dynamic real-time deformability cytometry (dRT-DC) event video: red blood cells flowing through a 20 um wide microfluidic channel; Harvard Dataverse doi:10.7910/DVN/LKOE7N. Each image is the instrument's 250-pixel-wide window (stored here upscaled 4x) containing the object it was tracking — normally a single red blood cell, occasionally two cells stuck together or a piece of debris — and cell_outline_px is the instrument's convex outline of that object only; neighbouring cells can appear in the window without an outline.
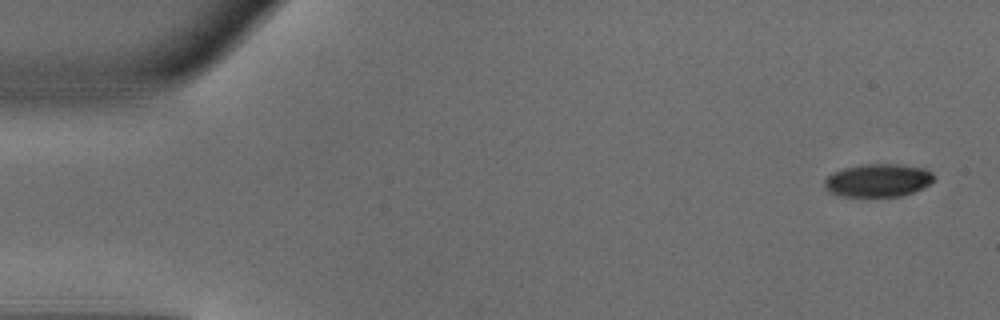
{"species": "common noctule bat (a hibernating species)", "species_latin": "Nyctalus noctula", "temperature_condition": "warm", "stored_images_in_passage": 45, "camera_frame_rate_fps": 3000, "um_per_image_px": 0.085, "animal": {"sex": "male", "body_mass_g": 18.8}, "frame": {"image": 1, "passage_image": 2, "time_ms": 0.333, "image_size_px": [1000, 320], "cell_outline_px": [[932, 180], [928, 184], [912, 192], [900, 196], [844, 196], [828, 192], [824, 184], [824, 180], [828, 176], [844, 168], [860, 164], [896, 164], [924, 168], [932, 172]], "centroid_in_image_um": [74.6, 15.32], "position_along_channel_um": 10.4, "area_um2": 20.69}}
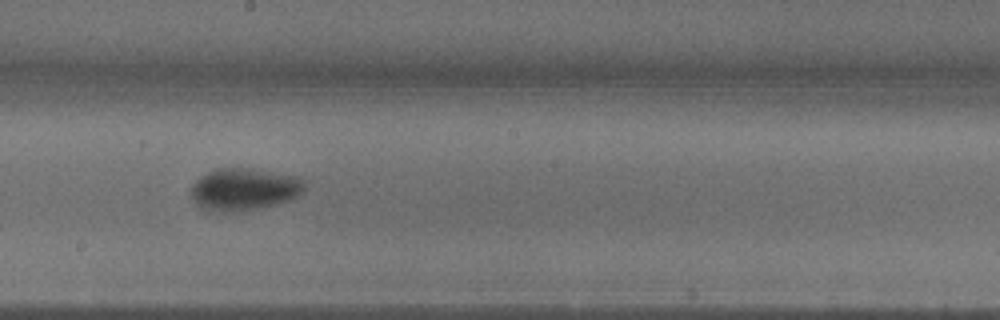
{"frame": {"image": 2, "passage_image": 27, "time_ms": 8.667, "image_size_px": [1000, 320], "cell_outline_px": [[304, 192], [288, 200], [276, 204], [256, 208], [228, 212], [208, 212], [200, 208], [192, 200], [192, 188], [196, 180], [208, 172], [216, 168], [252, 168], [296, 176], [304, 184]], "centroid_in_image_um": [20.7, 16.09], "position_along_channel_um": 227.5, "area_um2": 27.8}}
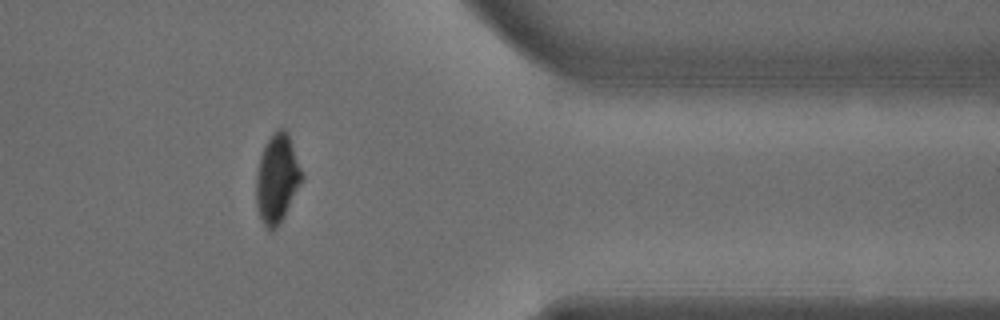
{"frame": {"image": 3, "passage_image": 40, "time_ms": 13.0, "image_size_px": [1000, 320], "cell_outline_px": [[304, 180], [284, 216], [276, 228], [272, 232], [268, 232], [260, 220], [256, 208], [256, 172], [260, 156], [264, 144], [280, 128], [284, 128], [288, 132], [304, 176]], "centroid_in_image_um": [23.55, 15.24], "position_along_channel_um": 387.9, "area_um2": 23.99}}